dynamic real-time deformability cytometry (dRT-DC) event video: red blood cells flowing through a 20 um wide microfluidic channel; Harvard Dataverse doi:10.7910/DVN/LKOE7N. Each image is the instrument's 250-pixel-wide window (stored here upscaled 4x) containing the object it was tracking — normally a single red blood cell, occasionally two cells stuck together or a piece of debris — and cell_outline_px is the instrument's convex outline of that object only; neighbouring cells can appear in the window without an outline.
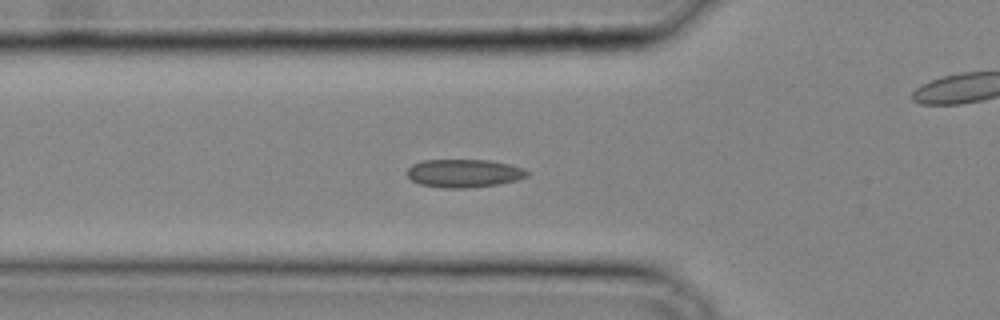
{"species": "common noctule bat (a hibernating species)", "species_latin": "Nyctalus noctula", "temperature_condition": "cold", "stored_images_in_passage": 27, "camera_frame_rate_fps": 3000, "um_per_image_px": 0.085, "animal": {"sex": "male", "body_mass_g": 20.4}, "frame": {"image": 1, "passage_image": 9, "time_ms": 2.667, "image_size_px": [1000, 320], "cell_outline_px": [[528, 176], [516, 180], [496, 184], [468, 188], [444, 188], [420, 184], [412, 180], [408, 176], [408, 168], [412, 164], [424, 160], [488, 160], [508, 164], [524, 168], [528, 172]], "centroid_in_image_um": [39.43, 14.72], "position_along_channel_um": 86.4, "area_um2": 19.54}}
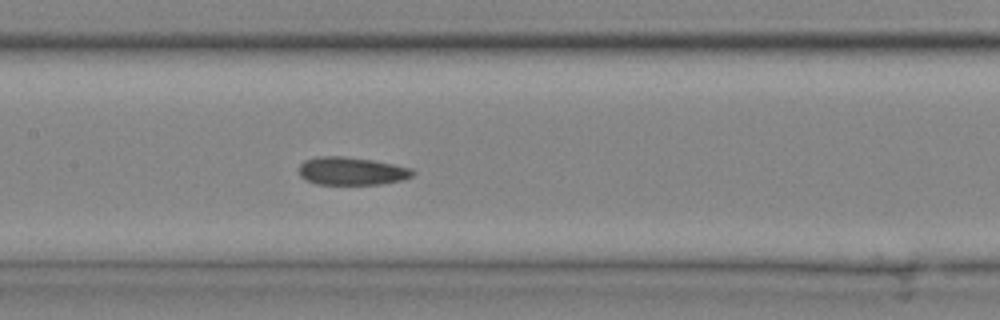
{"frame": {"image": 2, "passage_image": 14, "time_ms": 4.333, "image_size_px": [1000, 320], "cell_outline_px": [[416, 172], [412, 176], [404, 180], [380, 184], [316, 184], [300, 176], [300, 164], [304, 160], [320, 156], [344, 156], [372, 160], [412, 168]], "centroid_in_image_um": [29.91, 14.54], "position_along_channel_um": 177.5, "area_um2": 18.5}}
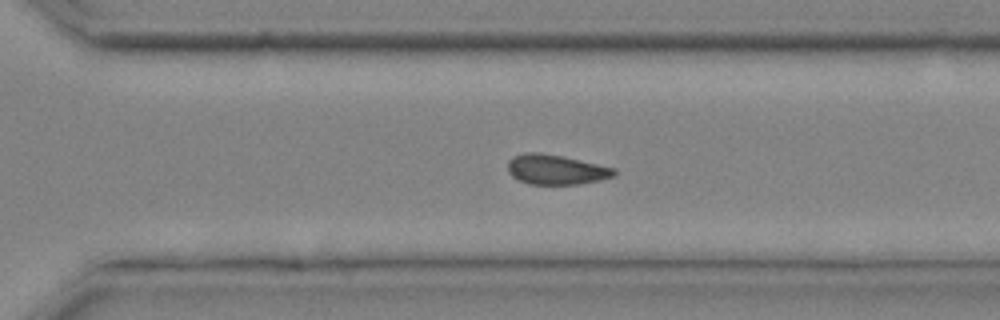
{"frame": {"image": 3, "passage_image": 22, "time_ms": 7.0, "image_size_px": [1000, 320], "cell_outline_px": [[616, 176], [600, 180], [576, 184], [528, 184], [516, 180], [508, 172], [508, 160], [512, 156], [528, 152], [536, 152], [560, 156], [616, 168]], "centroid_in_image_um": [47.23, 14.42], "position_along_channel_um": 323.4, "area_um2": 18.5}}